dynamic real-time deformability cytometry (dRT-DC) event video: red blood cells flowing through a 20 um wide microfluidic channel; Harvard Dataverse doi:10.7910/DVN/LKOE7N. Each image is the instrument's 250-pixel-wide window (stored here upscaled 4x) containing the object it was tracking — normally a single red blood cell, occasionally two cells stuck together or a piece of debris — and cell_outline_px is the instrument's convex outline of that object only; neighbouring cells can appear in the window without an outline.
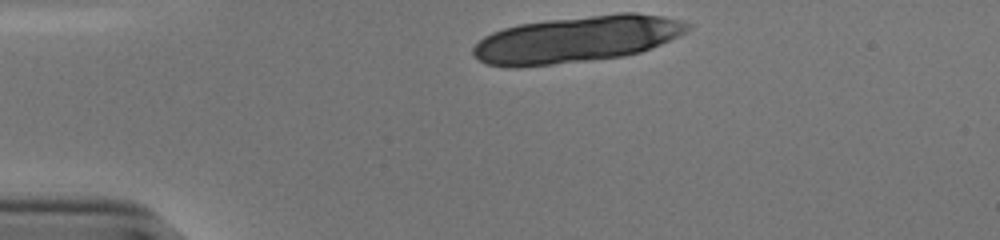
{"species": "human", "species_latin": "Homo sapiens", "temperature_condition": "cold", "stored_images_in_passage": 9, "camera_frame_rate_fps": 3000, "um_per_image_px": 0.085, "donor": {"sex": "male"}, "frame": {"image": 1, "passage_image": 1, "time_ms": 0.0, "image_size_px": [1000, 240], "cell_outline_px": [[692, 28], [680, 36], [640, 52], [624, 56], [520, 68], [512, 68], [484, 64], [472, 52], [472, 48], [484, 36], [492, 32], [504, 28], [520, 24], [548, 20], [620, 12], [636, 12], [664, 16], [680, 20], [692, 24]], "centroid_in_image_um": [49.04, 3.33], "position_along_channel_um": 36.0, "area_um2": 58.44}}